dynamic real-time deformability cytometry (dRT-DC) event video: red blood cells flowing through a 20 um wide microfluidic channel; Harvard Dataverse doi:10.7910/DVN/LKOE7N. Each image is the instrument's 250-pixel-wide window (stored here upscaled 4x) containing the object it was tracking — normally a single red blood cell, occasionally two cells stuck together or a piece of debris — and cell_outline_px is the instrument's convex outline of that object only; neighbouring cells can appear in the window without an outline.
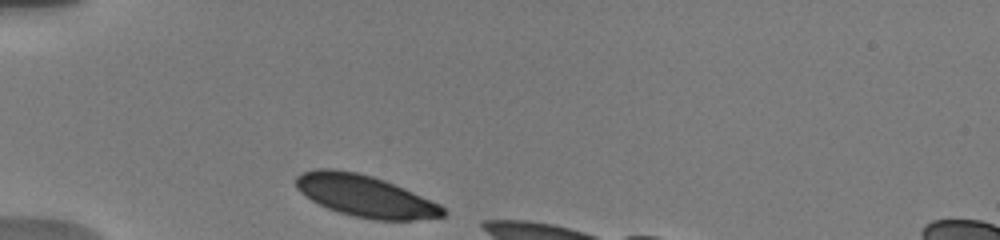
{"species": "human", "species_latin": "Homo sapiens", "temperature_condition": "warm", "stored_images_in_passage": 15, "camera_frame_rate_fps": 3000, "um_per_image_px": 0.085, "donor": {"sex": "male"}, "frame": {"image": 1, "passage_image": 1, "time_ms": 0.0, "image_size_px": [1000, 240], "cell_outline_px": [[448, 212], [444, 216], [416, 220], [372, 220], [352, 216], [328, 208], [312, 200], [300, 192], [296, 188], [296, 176], [304, 172], [320, 168], [332, 168], [356, 172], [372, 176], [384, 180], [404, 188], [440, 204]], "centroid_in_image_um": [31.06, 16.66], "position_along_channel_um": 53.9, "area_um2": 35.66}}
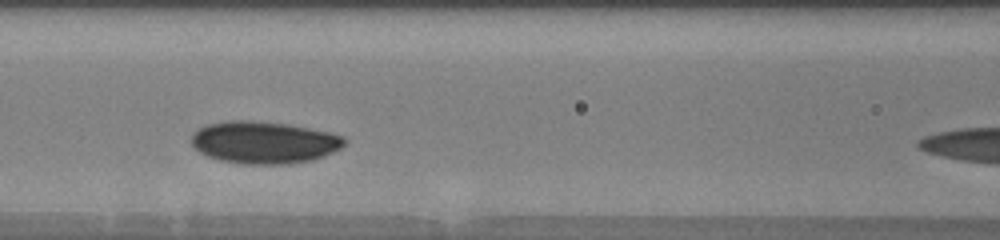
{"frame": {"image": 2, "passage_image": 7, "time_ms": 3.0, "image_size_px": [1000, 240], "cell_outline_px": [[348, 140], [340, 148], [324, 156], [312, 160], [288, 164], [240, 164], [220, 160], [208, 156], [200, 152], [192, 144], [192, 136], [200, 128], [208, 124], [228, 120], [252, 120], [288, 124], [332, 132], [344, 136]], "centroid_in_image_um": [22.48, 12.1], "position_along_channel_um": 144.1, "area_um2": 37.74}}
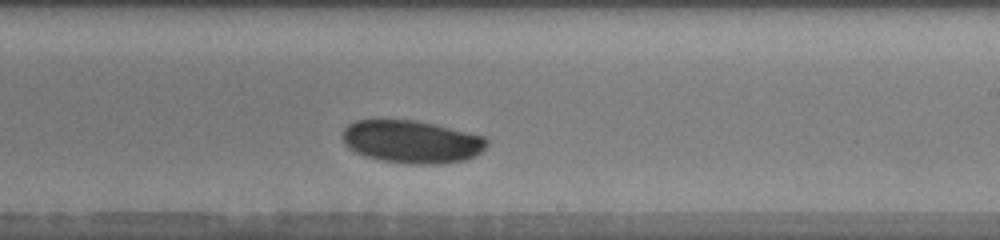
{"frame": {"image": 3, "passage_image": 14, "time_ms": 6.0, "image_size_px": [1000, 240], "cell_outline_px": [[488, 144], [476, 156], [464, 160], [440, 164], [408, 164], [380, 160], [364, 156], [348, 148], [344, 144], [344, 128], [348, 124], [356, 120], [416, 120], [484, 136], [488, 140]], "centroid_in_image_um": [34.99, 12.05], "position_along_channel_um": 254.0, "area_um2": 35.95}}